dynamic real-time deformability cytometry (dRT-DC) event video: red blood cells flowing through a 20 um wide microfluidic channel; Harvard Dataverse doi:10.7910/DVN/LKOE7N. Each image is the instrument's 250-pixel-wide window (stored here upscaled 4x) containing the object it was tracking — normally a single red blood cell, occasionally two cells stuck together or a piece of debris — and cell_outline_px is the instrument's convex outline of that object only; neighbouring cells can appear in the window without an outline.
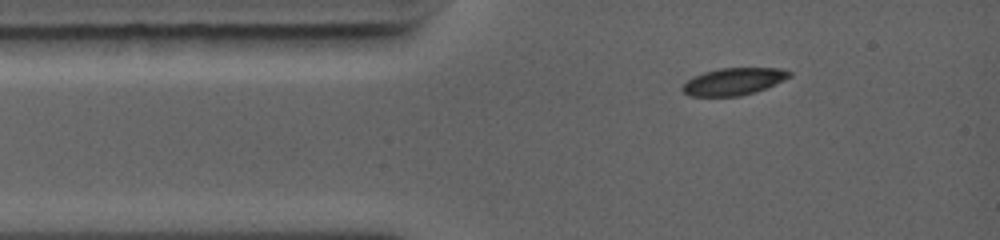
{"species": "common noctule bat (a hibernating species)", "species_latin": "Nyctalus noctula", "temperature_condition": "warm", "stored_images_in_passage": 59, "camera_frame_rate_fps": 5000, "um_per_image_px": 0.085, "animal": {"sex": "female", "body_mass_g": 19.0, "forearm_length_mm": 56.7}, "frame": {"image": 1, "passage_image": 1, "time_ms": 0.0, "image_size_px": [1000, 240], "cell_outline_px": [[792, 76], [784, 80], [756, 92], [740, 96], [688, 96], [680, 88], [692, 76], [704, 72], [720, 68], [780, 68], [792, 72]], "centroid_in_image_um": [62.36, 6.93], "position_along_channel_um": 22.6, "area_um2": 16.99}}
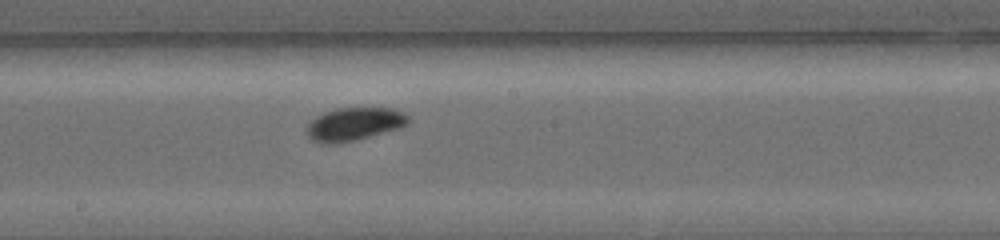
{"frame": {"image": 2, "passage_image": 26, "time_ms": 5.0, "image_size_px": [1000, 240], "cell_outline_px": [[408, 124], [400, 128], [356, 140], [336, 144], [320, 144], [312, 140], [308, 136], [308, 124], [316, 116], [324, 112], [336, 108], [392, 108], [408, 116]], "centroid_in_image_um": [30.08, 10.56], "position_along_channel_um": 218.1, "area_um2": 19.54}}
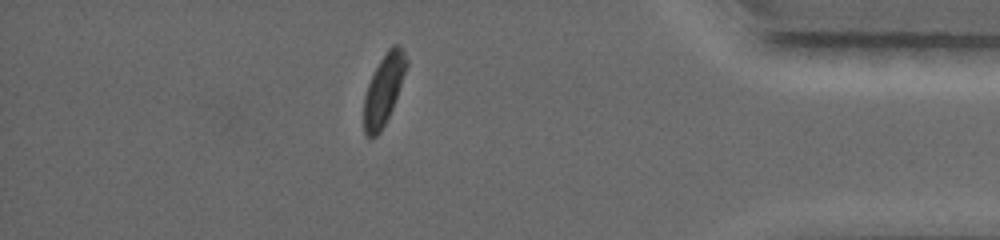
{"frame": {"image": 3, "passage_image": 51, "time_ms": 10.0, "image_size_px": [1000, 240], "cell_outline_px": [[408, 64], [392, 108], [380, 132], [376, 136], [368, 136], [364, 132], [364, 96], [368, 84], [380, 60], [388, 48], [392, 44], [396, 44], [404, 52], [408, 60]], "centroid_in_image_um": [32.61, 7.59], "position_along_channel_um": 402.6, "area_um2": 16.99}, "authors_computed_cell_mechanics": {"area_um2": 18.6694, "velocity_mm_per_s": 4.4207, "shape_relaxation_time_tau1_ms": 1.4061, "shape_relaxation_time_tau2_ms": null, "deformation_change_tau1": 0.0838, "deformation_change_tau2": null}}